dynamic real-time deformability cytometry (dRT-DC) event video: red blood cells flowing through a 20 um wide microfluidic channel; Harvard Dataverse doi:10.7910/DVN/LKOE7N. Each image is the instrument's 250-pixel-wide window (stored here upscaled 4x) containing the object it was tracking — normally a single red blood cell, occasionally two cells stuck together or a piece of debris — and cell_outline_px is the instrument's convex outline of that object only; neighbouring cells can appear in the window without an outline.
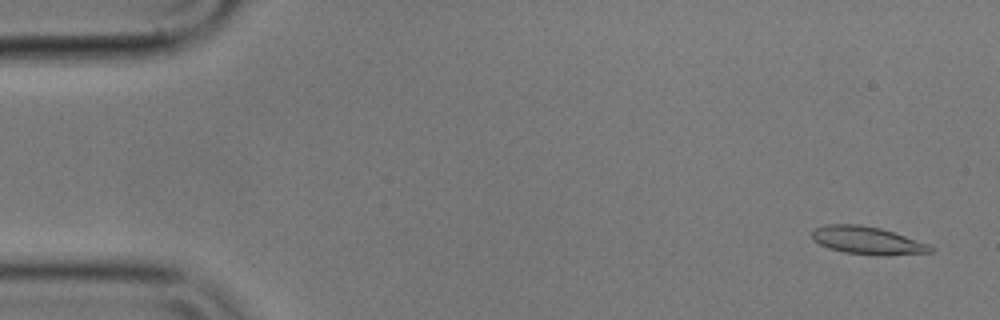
{"species": "common noctule bat (a hibernating species)", "species_latin": "Nyctalus noctula", "temperature_condition": "cold", "stored_images_in_passage": 56, "camera_frame_rate_fps": 3000, "um_per_image_px": 0.085, "animal": {"sex": "male", "body_mass_g": 17.9}, "frame": {"image": 1, "passage_image": 3, "time_ms": 0.667, "image_size_px": [1000, 320], "cell_outline_px": [[936, 248], [932, 252], [884, 256], [876, 256], [844, 252], [828, 248], [812, 240], [812, 228], [824, 224], [860, 224], [880, 228], [928, 244]], "centroid_in_image_um": [73.68, 20.44], "position_along_channel_um": 11.3, "area_um2": 19.36}}
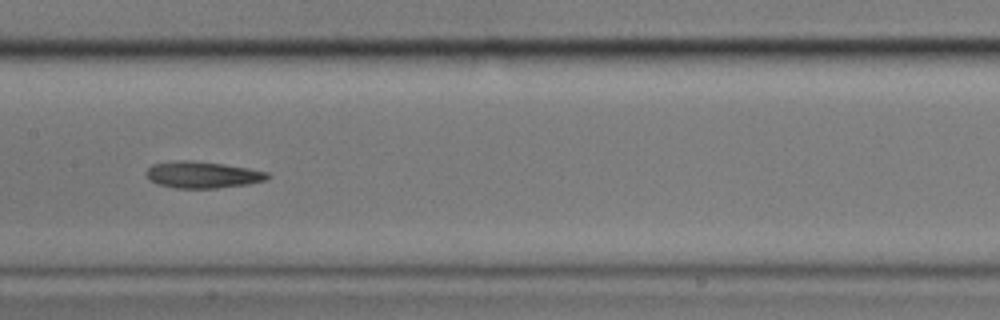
{"frame": {"image": 2, "passage_image": 28, "time_ms": 9.0, "image_size_px": [1000, 320], "cell_outline_px": [[268, 176], [264, 180], [248, 184], [216, 188], [176, 188], [156, 184], [144, 172], [152, 164], [176, 160], [192, 160], [224, 164], [248, 168], [268, 172]], "centroid_in_image_um": [17.17, 14.84], "position_along_channel_um": 190.2, "area_um2": 18.73}}
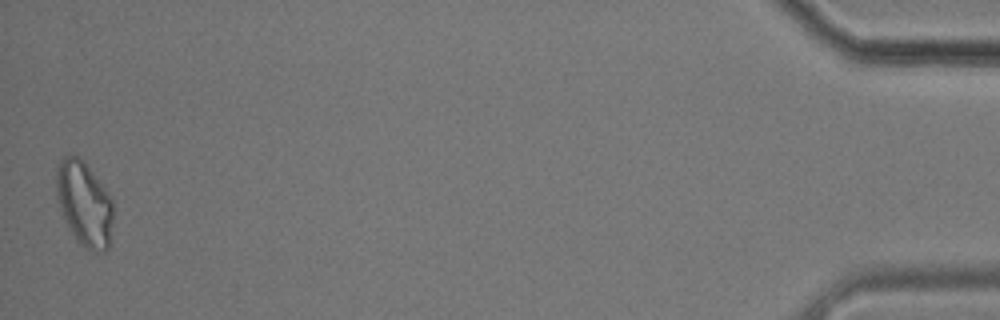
{"frame": {"image": 3, "passage_image": 56, "time_ms": 18.333, "image_size_px": [1000, 320], "cell_outline_px": [[112, 220], [108, 248], [104, 252], [92, 252], [80, 244], [76, 240], [64, 216], [56, 196], [56, 168], [60, 160], [68, 152], [84, 160], [104, 188], [112, 200]], "centroid_in_image_um": [7.15, 17.28], "position_along_channel_um": 428.1, "area_um2": 27.86}, "authors_computed_cell_mechanics": {"area_um2": 19.2185, "velocity_mm_per_s": 3.5346, "shape_relaxation_time_tau1_ms": 10.2571, "shape_relaxation_time_tau2_ms": null, "deformation_change_tau1": 0.2156, "deformation_change_tau2": null}}